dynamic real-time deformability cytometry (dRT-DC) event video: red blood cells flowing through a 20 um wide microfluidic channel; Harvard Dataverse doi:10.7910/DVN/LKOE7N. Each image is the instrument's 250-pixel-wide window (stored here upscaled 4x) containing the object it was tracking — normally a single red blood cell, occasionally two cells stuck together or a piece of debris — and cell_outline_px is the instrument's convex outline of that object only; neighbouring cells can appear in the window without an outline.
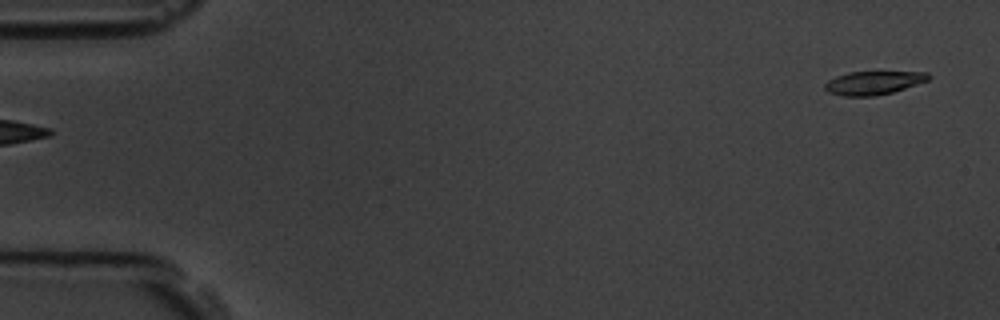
{"species": "common noctule bat (a hibernating species)", "species_latin": "Nyctalus noctula", "temperature_condition": "room temperature", "stored_images_in_passage": 6, "camera_frame_rate_fps": 3000, "um_per_image_px": 0.085, "animal": {"sex": "male", "body_mass_g": 19.5, "forearm_length_mm": 54.6}, "frame": {"image": 1, "passage_image": 6, "time_ms": 5.667, "image_size_px": [1000, 320], "cell_outline_px": [[932, 76], [928, 80], [892, 92], [876, 96], [844, 96], [828, 92], [824, 88], [824, 84], [828, 80], [836, 76], [848, 72], [928, 72]], "centroid_in_image_um": [74.22, 7.04], "position_along_channel_um": 10.8, "area_um2": 14.1}}